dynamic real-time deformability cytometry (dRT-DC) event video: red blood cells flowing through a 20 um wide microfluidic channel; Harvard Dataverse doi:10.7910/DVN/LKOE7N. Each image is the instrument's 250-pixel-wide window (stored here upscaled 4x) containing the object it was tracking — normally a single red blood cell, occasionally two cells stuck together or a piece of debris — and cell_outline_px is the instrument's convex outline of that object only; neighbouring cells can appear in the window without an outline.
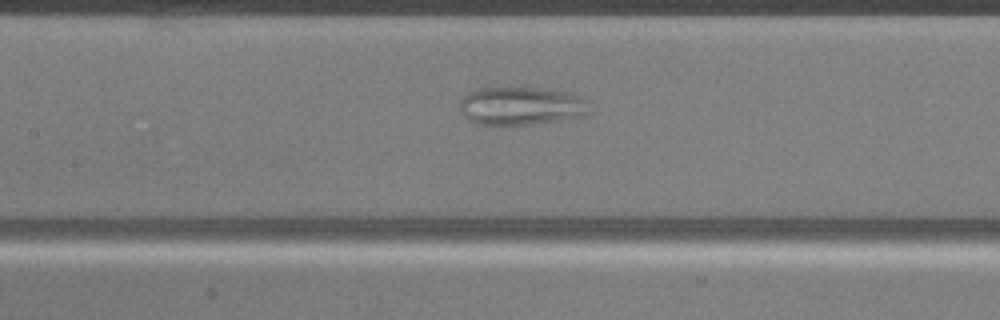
{"species": "common noctule bat (a hibernating species)", "species_latin": "Nyctalus noctula", "temperature_condition": "warm", "stored_images_in_passage": 18, "camera_frame_rate_fps": 3000, "um_per_image_px": 0.085, "animal": {"sex": "male", "body_mass_g": 20.5, "forearm_length_mm": 52.5}, "frame": {"image": 1, "passage_image": 10, "time_ms": 3.0, "image_size_px": [1000, 320], "cell_outline_px": [[588, 100], [584, 116], [532, 124], [496, 128], [476, 124], [468, 120], [460, 112], [460, 100], [468, 92], [476, 88], [540, 88], [564, 92]], "centroid_in_image_um": [44.17, 9.05], "position_along_channel_um": 163.2, "area_um2": 29.25}}
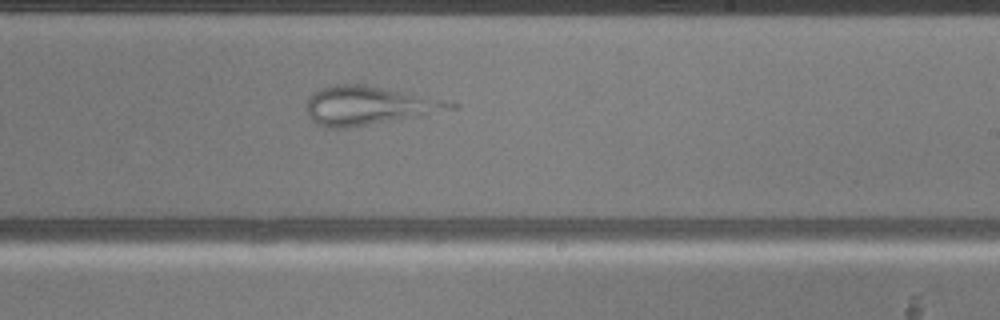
{"frame": {"image": 2, "passage_image": 17, "time_ms": 5.333, "image_size_px": [1000, 320], "cell_outline_px": [[460, 104], [456, 108], [348, 128], [324, 128], [316, 124], [308, 116], [304, 108], [308, 96], [312, 92], [320, 88], [336, 84], [364, 84], [456, 100]], "centroid_in_image_um": [31.33, 8.94], "position_along_channel_um": 257.7, "area_um2": 32.89}}